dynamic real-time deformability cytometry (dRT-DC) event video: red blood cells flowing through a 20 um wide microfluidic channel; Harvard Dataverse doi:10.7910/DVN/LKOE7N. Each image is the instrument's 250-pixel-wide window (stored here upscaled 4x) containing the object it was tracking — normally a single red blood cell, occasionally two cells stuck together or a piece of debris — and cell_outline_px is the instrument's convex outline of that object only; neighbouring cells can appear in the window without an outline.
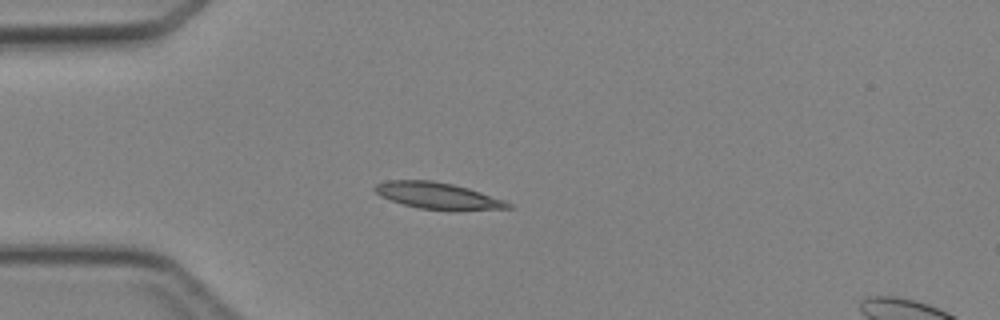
{"species": "Egyptian fruit bat (a non-hibernating species)", "species_latin": "Rousettus aegyptiacus", "temperature_condition": "cold", "stored_images_in_passage": 3, "camera_frame_rate_fps": 3000, "um_per_image_px": 0.085, "animal": {"sex": "female"}, "frame": {"image": 1, "passage_image": 3, "time_ms": 2.333, "image_size_px": [1000, 320], "cell_outline_px": [[512, 208], [456, 212], [420, 208], [404, 204], [380, 196], [372, 188], [376, 184], [388, 180], [432, 180], [452, 184], [468, 188], [504, 200], [512, 204]], "centroid_in_image_um": [37.26, 16.66], "position_along_channel_um": 47.7, "area_um2": 20.87}}